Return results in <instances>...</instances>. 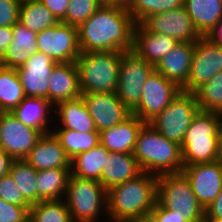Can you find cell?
Segmentation results:
<instances>
[{
  "instance_id": "cell-1",
  "label": "cell",
  "mask_w": 222,
  "mask_h": 222,
  "mask_svg": "<svg viewBox=\"0 0 222 222\" xmlns=\"http://www.w3.org/2000/svg\"><path fill=\"white\" fill-rule=\"evenodd\" d=\"M135 24L127 9L102 4L77 27L80 51L133 50Z\"/></svg>"
},
{
  "instance_id": "cell-2",
  "label": "cell",
  "mask_w": 222,
  "mask_h": 222,
  "mask_svg": "<svg viewBox=\"0 0 222 222\" xmlns=\"http://www.w3.org/2000/svg\"><path fill=\"white\" fill-rule=\"evenodd\" d=\"M158 176L142 172L107 191L108 220L130 221L151 214L156 204Z\"/></svg>"
},
{
  "instance_id": "cell-3",
  "label": "cell",
  "mask_w": 222,
  "mask_h": 222,
  "mask_svg": "<svg viewBox=\"0 0 222 222\" xmlns=\"http://www.w3.org/2000/svg\"><path fill=\"white\" fill-rule=\"evenodd\" d=\"M133 154L142 172L156 176L182 172L180 145L165 138L149 123L141 127Z\"/></svg>"
},
{
  "instance_id": "cell-4",
  "label": "cell",
  "mask_w": 222,
  "mask_h": 222,
  "mask_svg": "<svg viewBox=\"0 0 222 222\" xmlns=\"http://www.w3.org/2000/svg\"><path fill=\"white\" fill-rule=\"evenodd\" d=\"M222 114L199 111L180 146L183 166L219 160V132Z\"/></svg>"
},
{
  "instance_id": "cell-5",
  "label": "cell",
  "mask_w": 222,
  "mask_h": 222,
  "mask_svg": "<svg viewBox=\"0 0 222 222\" xmlns=\"http://www.w3.org/2000/svg\"><path fill=\"white\" fill-rule=\"evenodd\" d=\"M121 52H81L75 61L81 93H114L118 86Z\"/></svg>"
},
{
  "instance_id": "cell-6",
  "label": "cell",
  "mask_w": 222,
  "mask_h": 222,
  "mask_svg": "<svg viewBox=\"0 0 222 222\" xmlns=\"http://www.w3.org/2000/svg\"><path fill=\"white\" fill-rule=\"evenodd\" d=\"M71 220L99 222L108 219L107 190L93 179H82L70 174L64 198Z\"/></svg>"
},
{
  "instance_id": "cell-7",
  "label": "cell",
  "mask_w": 222,
  "mask_h": 222,
  "mask_svg": "<svg viewBox=\"0 0 222 222\" xmlns=\"http://www.w3.org/2000/svg\"><path fill=\"white\" fill-rule=\"evenodd\" d=\"M156 202L163 208L177 211L186 222H202L204 219L205 209L199 204L183 172L158 176Z\"/></svg>"
},
{
  "instance_id": "cell-8",
  "label": "cell",
  "mask_w": 222,
  "mask_h": 222,
  "mask_svg": "<svg viewBox=\"0 0 222 222\" xmlns=\"http://www.w3.org/2000/svg\"><path fill=\"white\" fill-rule=\"evenodd\" d=\"M199 111L195 94L180 90L149 124L165 138L181 146L186 131Z\"/></svg>"
},
{
  "instance_id": "cell-9",
  "label": "cell",
  "mask_w": 222,
  "mask_h": 222,
  "mask_svg": "<svg viewBox=\"0 0 222 222\" xmlns=\"http://www.w3.org/2000/svg\"><path fill=\"white\" fill-rule=\"evenodd\" d=\"M154 70L155 67L135 51L121 52L116 94L131 112L139 105L144 83Z\"/></svg>"
},
{
  "instance_id": "cell-10",
  "label": "cell",
  "mask_w": 222,
  "mask_h": 222,
  "mask_svg": "<svg viewBox=\"0 0 222 222\" xmlns=\"http://www.w3.org/2000/svg\"><path fill=\"white\" fill-rule=\"evenodd\" d=\"M37 51L57 63L75 62L81 51L78 44V28L61 21L37 33Z\"/></svg>"
},
{
  "instance_id": "cell-11",
  "label": "cell",
  "mask_w": 222,
  "mask_h": 222,
  "mask_svg": "<svg viewBox=\"0 0 222 222\" xmlns=\"http://www.w3.org/2000/svg\"><path fill=\"white\" fill-rule=\"evenodd\" d=\"M180 90L174 82L154 70L144 83L139 105L131 114L149 123L171 103Z\"/></svg>"
},
{
  "instance_id": "cell-12",
  "label": "cell",
  "mask_w": 222,
  "mask_h": 222,
  "mask_svg": "<svg viewBox=\"0 0 222 222\" xmlns=\"http://www.w3.org/2000/svg\"><path fill=\"white\" fill-rule=\"evenodd\" d=\"M220 71H222V46L201 36L195 42L188 80L181 90L194 93Z\"/></svg>"
},
{
  "instance_id": "cell-13",
  "label": "cell",
  "mask_w": 222,
  "mask_h": 222,
  "mask_svg": "<svg viewBox=\"0 0 222 222\" xmlns=\"http://www.w3.org/2000/svg\"><path fill=\"white\" fill-rule=\"evenodd\" d=\"M44 134L24 125L11 112H0V149L13 160H22Z\"/></svg>"
},
{
  "instance_id": "cell-14",
  "label": "cell",
  "mask_w": 222,
  "mask_h": 222,
  "mask_svg": "<svg viewBox=\"0 0 222 222\" xmlns=\"http://www.w3.org/2000/svg\"><path fill=\"white\" fill-rule=\"evenodd\" d=\"M141 24L150 32L173 37L178 43H195L201 37L184 6L150 15Z\"/></svg>"
},
{
  "instance_id": "cell-15",
  "label": "cell",
  "mask_w": 222,
  "mask_h": 222,
  "mask_svg": "<svg viewBox=\"0 0 222 222\" xmlns=\"http://www.w3.org/2000/svg\"><path fill=\"white\" fill-rule=\"evenodd\" d=\"M182 172L189 179L199 204L206 210L222 190V161L183 166Z\"/></svg>"
},
{
  "instance_id": "cell-16",
  "label": "cell",
  "mask_w": 222,
  "mask_h": 222,
  "mask_svg": "<svg viewBox=\"0 0 222 222\" xmlns=\"http://www.w3.org/2000/svg\"><path fill=\"white\" fill-rule=\"evenodd\" d=\"M96 129L101 132L122 123L131 111L114 93H81Z\"/></svg>"
},
{
  "instance_id": "cell-17",
  "label": "cell",
  "mask_w": 222,
  "mask_h": 222,
  "mask_svg": "<svg viewBox=\"0 0 222 222\" xmlns=\"http://www.w3.org/2000/svg\"><path fill=\"white\" fill-rule=\"evenodd\" d=\"M57 62L46 54L35 51L23 66L16 68L26 97H42L48 100L49 77Z\"/></svg>"
},
{
  "instance_id": "cell-18",
  "label": "cell",
  "mask_w": 222,
  "mask_h": 222,
  "mask_svg": "<svg viewBox=\"0 0 222 222\" xmlns=\"http://www.w3.org/2000/svg\"><path fill=\"white\" fill-rule=\"evenodd\" d=\"M24 160L37 171L71 168V159L52 132L44 134Z\"/></svg>"
},
{
  "instance_id": "cell-19",
  "label": "cell",
  "mask_w": 222,
  "mask_h": 222,
  "mask_svg": "<svg viewBox=\"0 0 222 222\" xmlns=\"http://www.w3.org/2000/svg\"><path fill=\"white\" fill-rule=\"evenodd\" d=\"M177 44L173 37L150 32L142 24H135L133 51L154 67Z\"/></svg>"
},
{
  "instance_id": "cell-20",
  "label": "cell",
  "mask_w": 222,
  "mask_h": 222,
  "mask_svg": "<svg viewBox=\"0 0 222 222\" xmlns=\"http://www.w3.org/2000/svg\"><path fill=\"white\" fill-rule=\"evenodd\" d=\"M11 113L24 125L40 130L43 134L52 132L54 105L46 98L25 97Z\"/></svg>"
},
{
  "instance_id": "cell-21",
  "label": "cell",
  "mask_w": 222,
  "mask_h": 222,
  "mask_svg": "<svg viewBox=\"0 0 222 222\" xmlns=\"http://www.w3.org/2000/svg\"><path fill=\"white\" fill-rule=\"evenodd\" d=\"M49 79L48 100L57 103L81 96L75 62L57 63Z\"/></svg>"
},
{
  "instance_id": "cell-22",
  "label": "cell",
  "mask_w": 222,
  "mask_h": 222,
  "mask_svg": "<svg viewBox=\"0 0 222 222\" xmlns=\"http://www.w3.org/2000/svg\"><path fill=\"white\" fill-rule=\"evenodd\" d=\"M145 124L131 114L122 123L100 132V144L109 152L133 153L141 127Z\"/></svg>"
},
{
  "instance_id": "cell-23",
  "label": "cell",
  "mask_w": 222,
  "mask_h": 222,
  "mask_svg": "<svg viewBox=\"0 0 222 222\" xmlns=\"http://www.w3.org/2000/svg\"><path fill=\"white\" fill-rule=\"evenodd\" d=\"M195 43H178L160 62L155 70L182 88L188 80Z\"/></svg>"
},
{
  "instance_id": "cell-24",
  "label": "cell",
  "mask_w": 222,
  "mask_h": 222,
  "mask_svg": "<svg viewBox=\"0 0 222 222\" xmlns=\"http://www.w3.org/2000/svg\"><path fill=\"white\" fill-rule=\"evenodd\" d=\"M54 128L72 129L78 132L97 131L82 96L57 103L54 106ZM58 125V126H57Z\"/></svg>"
},
{
  "instance_id": "cell-25",
  "label": "cell",
  "mask_w": 222,
  "mask_h": 222,
  "mask_svg": "<svg viewBox=\"0 0 222 222\" xmlns=\"http://www.w3.org/2000/svg\"><path fill=\"white\" fill-rule=\"evenodd\" d=\"M142 173L133 153L110 152L101 171L100 183L108 191Z\"/></svg>"
},
{
  "instance_id": "cell-26",
  "label": "cell",
  "mask_w": 222,
  "mask_h": 222,
  "mask_svg": "<svg viewBox=\"0 0 222 222\" xmlns=\"http://www.w3.org/2000/svg\"><path fill=\"white\" fill-rule=\"evenodd\" d=\"M12 31L13 40L0 58V65L16 69L23 66L29 55L37 51V33L27 29L20 22L12 26Z\"/></svg>"
},
{
  "instance_id": "cell-27",
  "label": "cell",
  "mask_w": 222,
  "mask_h": 222,
  "mask_svg": "<svg viewBox=\"0 0 222 222\" xmlns=\"http://www.w3.org/2000/svg\"><path fill=\"white\" fill-rule=\"evenodd\" d=\"M184 7L201 36L222 20V0H184Z\"/></svg>"
},
{
  "instance_id": "cell-28",
  "label": "cell",
  "mask_w": 222,
  "mask_h": 222,
  "mask_svg": "<svg viewBox=\"0 0 222 222\" xmlns=\"http://www.w3.org/2000/svg\"><path fill=\"white\" fill-rule=\"evenodd\" d=\"M70 168H53L38 171L37 203L65 198Z\"/></svg>"
},
{
  "instance_id": "cell-29",
  "label": "cell",
  "mask_w": 222,
  "mask_h": 222,
  "mask_svg": "<svg viewBox=\"0 0 222 222\" xmlns=\"http://www.w3.org/2000/svg\"><path fill=\"white\" fill-rule=\"evenodd\" d=\"M110 152L101 144L71 159V174L82 179L100 181L101 171Z\"/></svg>"
},
{
  "instance_id": "cell-30",
  "label": "cell",
  "mask_w": 222,
  "mask_h": 222,
  "mask_svg": "<svg viewBox=\"0 0 222 222\" xmlns=\"http://www.w3.org/2000/svg\"><path fill=\"white\" fill-rule=\"evenodd\" d=\"M27 29L39 33L58 24L59 19L39 0L21 2L19 21Z\"/></svg>"
},
{
  "instance_id": "cell-31",
  "label": "cell",
  "mask_w": 222,
  "mask_h": 222,
  "mask_svg": "<svg viewBox=\"0 0 222 222\" xmlns=\"http://www.w3.org/2000/svg\"><path fill=\"white\" fill-rule=\"evenodd\" d=\"M52 133L60 141L70 159L100 144V132L98 131L82 133L72 129L53 128Z\"/></svg>"
},
{
  "instance_id": "cell-32",
  "label": "cell",
  "mask_w": 222,
  "mask_h": 222,
  "mask_svg": "<svg viewBox=\"0 0 222 222\" xmlns=\"http://www.w3.org/2000/svg\"><path fill=\"white\" fill-rule=\"evenodd\" d=\"M25 97L16 69L0 65V112H11Z\"/></svg>"
},
{
  "instance_id": "cell-33",
  "label": "cell",
  "mask_w": 222,
  "mask_h": 222,
  "mask_svg": "<svg viewBox=\"0 0 222 222\" xmlns=\"http://www.w3.org/2000/svg\"><path fill=\"white\" fill-rule=\"evenodd\" d=\"M9 174L15 181L24 199L30 205L36 204L38 171L22 159L12 161Z\"/></svg>"
},
{
  "instance_id": "cell-34",
  "label": "cell",
  "mask_w": 222,
  "mask_h": 222,
  "mask_svg": "<svg viewBox=\"0 0 222 222\" xmlns=\"http://www.w3.org/2000/svg\"><path fill=\"white\" fill-rule=\"evenodd\" d=\"M64 199L40 201L30 207L29 222H71Z\"/></svg>"
},
{
  "instance_id": "cell-35",
  "label": "cell",
  "mask_w": 222,
  "mask_h": 222,
  "mask_svg": "<svg viewBox=\"0 0 222 222\" xmlns=\"http://www.w3.org/2000/svg\"><path fill=\"white\" fill-rule=\"evenodd\" d=\"M201 111L222 114V71L194 92Z\"/></svg>"
},
{
  "instance_id": "cell-36",
  "label": "cell",
  "mask_w": 222,
  "mask_h": 222,
  "mask_svg": "<svg viewBox=\"0 0 222 222\" xmlns=\"http://www.w3.org/2000/svg\"><path fill=\"white\" fill-rule=\"evenodd\" d=\"M184 6V0H133L127 9L136 24H141L153 14L163 13Z\"/></svg>"
},
{
  "instance_id": "cell-37",
  "label": "cell",
  "mask_w": 222,
  "mask_h": 222,
  "mask_svg": "<svg viewBox=\"0 0 222 222\" xmlns=\"http://www.w3.org/2000/svg\"><path fill=\"white\" fill-rule=\"evenodd\" d=\"M102 4V0H69L65 17L61 22L78 27Z\"/></svg>"
},
{
  "instance_id": "cell-38",
  "label": "cell",
  "mask_w": 222,
  "mask_h": 222,
  "mask_svg": "<svg viewBox=\"0 0 222 222\" xmlns=\"http://www.w3.org/2000/svg\"><path fill=\"white\" fill-rule=\"evenodd\" d=\"M0 198L9 204L31 206L23 197L10 174L0 177Z\"/></svg>"
},
{
  "instance_id": "cell-39",
  "label": "cell",
  "mask_w": 222,
  "mask_h": 222,
  "mask_svg": "<svg viewBox=\"0 0 222 222\" xmlns=\"http://www.w3.org/2000/svg\"><path fill=\"white\" fill-rule=\"evenodd\" d=\"M30 207L9 204L0 198V222H29Z\"/></svg>"
},
{
  "instance_id": "cell-40",
  "label": "cell",
  "mask_w": 222,
  "mask_h": 222,
  "mask_svg": "<svg viewBox=\"0 0 222 222\" xmlns=\"http://www.w3.org/2000/svg\"><path fill=\"white\" fill-rule=\"evenodd\" d=\"M20 0H0V27H12L19 21Z\"/></svg>"
},
{
  "instance_id": "cell-41",
  "label": "cell",
  "mask_w": 222,
  "mask_h": 222,
  "mask_svg": "<svg viewBox=\"0 0 222 222\" xmlns=\"http://www.w3.org/2000/svg\"><path fill=\"white\" fill-rule=\"evenodd\" d=\"M151 214L158 222H186V220L182 218V215L177 213V211L163 208L157 202L154 205Z\"/></svg>"
},
{
  "instance_id": "cell-42",
  "label": "cell",
  "mask_w": 222,
  "mask_h": 222,
  "mask_svg": "<svg viewBox=\"0 0 222 222\" xmlns=\"http://www.w3.org/2000/svg\"><path fill=\"white\" fill-rule=\"evenodd\" d=\"M61 21L66 14L69 0H39Z\"/></svg>"
},
{
  "instance_id": "cell-43",
  "label": "cell",
  "mask_w": 222,
  "mask_h": 222,
  "mask_svg": "<svg viewBox=\"0 0 222 222\" xmlns=\"http://www.w3.org/2000/svg\"><path fill=\"white\" fill-rule=\"evenodd\" d=\"M204 217L222 219V190L215 200L206 208Z\"/></svg>"
},
{
  "instance_id": "cell-44",
  "label": "cell",
  "mask_w": 222,
  "mask_h": 222,
  "mask_svg": "<svg viewBox=\"0 0 222 222\" xmlns=\"http://www.w3.org/2000/svg\"><path fill=\"white\" fill-rule=\"evenodd\" d=\"M13 40L12 27H0V58Z\"/></svg>"
},
{
  "instance_id": "cell-45",
  "label": "cell",
  "mask_w": 222,
  "mask_h": 222,
  "mask_svg": "<svg viewBox=\"0 0 222 222\" xmlns=\"http://www.w3.org/2000/svg\"><path fill=\"white\" fill-rule=\"evenodd\" d=\"M205 37L211 42L222 46V20L217 23Z\"/></svg>"
},
{
  "instance_id": "cell-46",
  "label": "cell",
  "mask_w": 222,
  "mask_h": 222,
  "mask_svg": "<svg viewBox=\"0 0 222 222\" xmlns=\"http://www.w3.org/2000/svg\"><path fill=\"white\" fill-rule=\"evenodd\" d=\"M13 159L2 149H0V177L9 174Z\"/></svg>"
},
{
  "instance_id": "cell-47",
  "label": "cell",
  "mask_w": 222,
  "mask_h": 222,
  "mask_svg": "<svg viewBox=\"0 0 222 222\" xmlns=\"http://www.w3.org/2000/svg\"><path fill=\"white\" fill-rule=\"evenodd\" d=\"M102 3L108 6H117L128 9L132 5L133 0H102Z\"/></svg>"
},
{
  "instance_id": "cell-48",
  "label": "cell",
  "mask_w": 222,
  "mask_h": 222,
  "mask_svg": "<svg viewBox=\"0 0 222 222\" xmlns=\"http://www.w3.org/2000/svg\"><path fill=\"white\" fill-rule=\"evenodd\" d=\"M130 222H158L152 214L144 215L139 218L130 220Z\"/></svg>"
},
{
  "instance_id": "cell-49",
  "label": "cell",
  "mask_w": 222,
  "mask_h": 222,
  "mask_svg": "<svg viewBox=\"0 0 222 222\" xmlns=\"http://www.w3.org/2000/svg\"><path fill=\"white\" fill-rule=\"evenodd\" d=\"M219 160L222 161V125L219 132Z\"/></svg>"
},
{
  "instance_id": "cell-50",
  "label": "cell",
  "mask_w": 222,
  "mask_h": 222,
  "mask_svg": "<svg viewBox=\"0 0 222 222\" xmlns=\"http://www.w3.org/2000/svg\"><path fill=\"white\" fill-rule=\"evenodd\" d=\"M202 222H222V219L211 218V217H204Z\"/></svg>"
},
{
  "instance_id": "cell-51",
  "label": "cell",
  "mask_w": 222,
  "mask_h": 222,
  "mask_svg": "<svg viewBox=\"0 0 222 222\" xmlns=\"http://www.w3.org/2000/svg\"><path fill=\"white\" fill-rule=\"evenodd\" d=\"M107 222H130V221H114V220H108Z\"/></svg>"
}]
</instances>
